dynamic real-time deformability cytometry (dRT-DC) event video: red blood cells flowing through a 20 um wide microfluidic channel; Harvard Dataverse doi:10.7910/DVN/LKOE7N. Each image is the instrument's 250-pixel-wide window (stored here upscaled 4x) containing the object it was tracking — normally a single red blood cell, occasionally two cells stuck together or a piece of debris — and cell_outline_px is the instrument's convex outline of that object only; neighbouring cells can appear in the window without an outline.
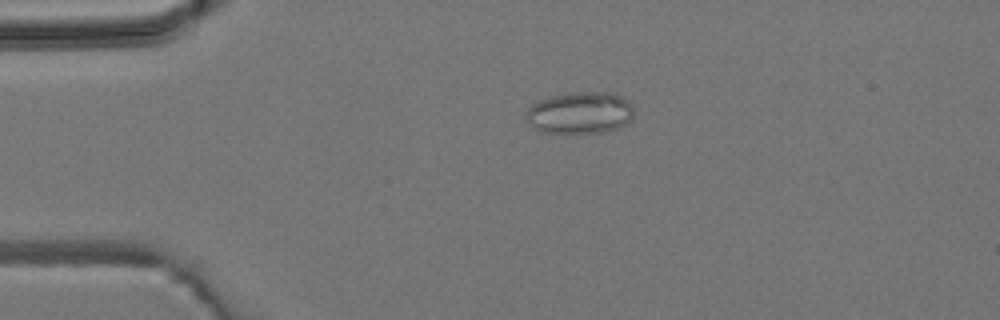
{"species": "common noctule bat (a hibernating species)", "species_latin": "Nyctalus noctula", "temperature_condition": "room temperature", "stored_images_in_passage": 4, "camera_frame_rate_fps": 3000, "um_per_image_px": 0.085, "animal": {"sex": "male", "body_mass_g": 19.2, "forearm_length_mm": 51.8}, "frame": {"image": 1, "passage_image": 3, "time_ms": 2.333, "image_size_px": [1000, 320], "cell_outline_px": [[632, 116], [624, 124], [616, 128], [604, 132], [540, 132], [532, 128], [524, 116], [528, 108], [536, 100], [552, 96], [576, 92], [612, 92], [628, 100], [632, 104]], "centroid_in_image_um": [49.25, 9.57], "position_along_channel_um": 35.8, "area_um2": 26.24}}